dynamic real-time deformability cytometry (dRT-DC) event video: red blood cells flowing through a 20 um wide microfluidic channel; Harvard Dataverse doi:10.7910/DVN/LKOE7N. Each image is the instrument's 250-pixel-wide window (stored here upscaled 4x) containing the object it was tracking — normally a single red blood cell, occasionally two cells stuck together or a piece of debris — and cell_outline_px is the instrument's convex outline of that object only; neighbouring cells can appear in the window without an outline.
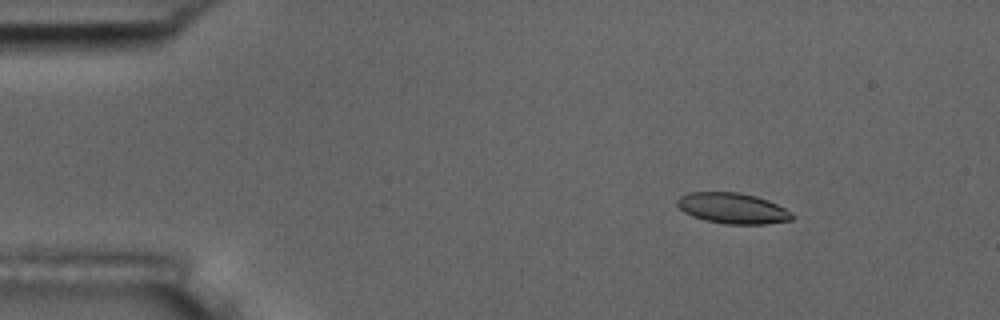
{"species": "common noctule bat (a hibernating species)", "species_latin": "Nyctalus noctula", "temperature_condition": "room temperature", "stored_images_in_passage": 55, "camera_frame_rate_fps": 3000, "um_per_image_px": 0.085, "animal": {"sex": "male", "body_mass_g": 17.5, "forearm_length_mm": 52.3}, "frame": {"image": 1, "passage_image": 7, "time_ms": 2.0, "image_size_px": [1000, 320], "cell_outline_px": [[792, 220], [764, 224], [724, 224], [704, 220], [692, 216], [684, 212], [676, 204], [676, 200], [680, 196], [688, 192], [740, 192], [756, 196], [768, 200], [792, 212]], "centroid_in_image_um": [62.24, 17.7], "position_along_channel_um": 22.8, "area_um2": 20.63}}
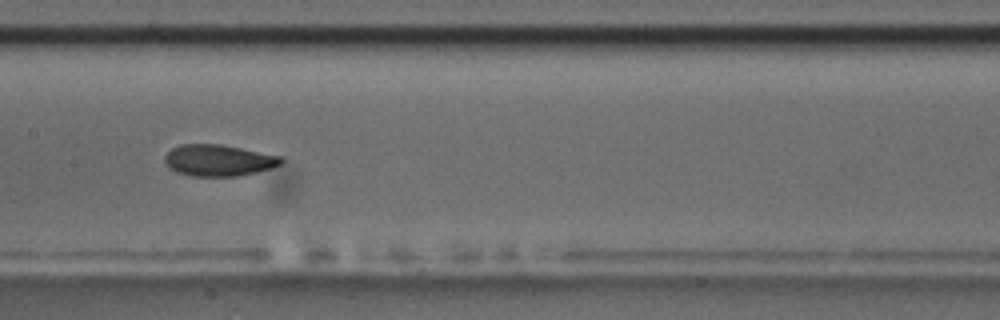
{"frame": {"image": 2, "passage_image": 27, "time_ms": 8.667, "image_size_px": [1000, 320], "cell_outline_px": [[284, 160], [280, 164], [272, 168], [256, 172], [236, 176], [192, 176], [176, 172], [168, 168], [164, 160], [164, 156], [172, 148], [180, 144], [220, 144], [280, 156]], "centroid_in_image_um": [18.53, 13.63], "position_along_channel_um": 188.9, "area_um2": 21.27}}
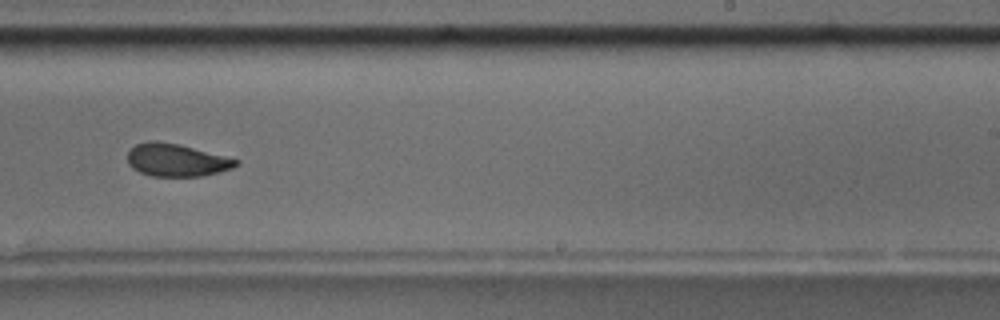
{"frame": {"image": 3, "passage_image": 34, "time_ms": 11.0, "image_size_px": [1000, 320], "cell_outline_px": [[240, 164], [232, 168], [204, 176], [152, 176], [140, 172], [132, 168], [128, 164], [128, 152], [136, 144], [152, 140], [156, 140], [180, 144], [240, 160]], "centroid_in_image_um": [15.01, 13.6], "position_along_channel_um": 274.0, "area_um2": 20.69}, "authors_computed_cell_mechanics": {"area_um2": 21.3282, "velocity_mm_per_s": 3.6584, "shape_relaxation_time_tau1_ms": 4.6227, "shape_relaxation_time_tau2_ms": 2.2971, "deformation_change_tau1": 0.122, "deformation_change_tau2": 0.0658}}